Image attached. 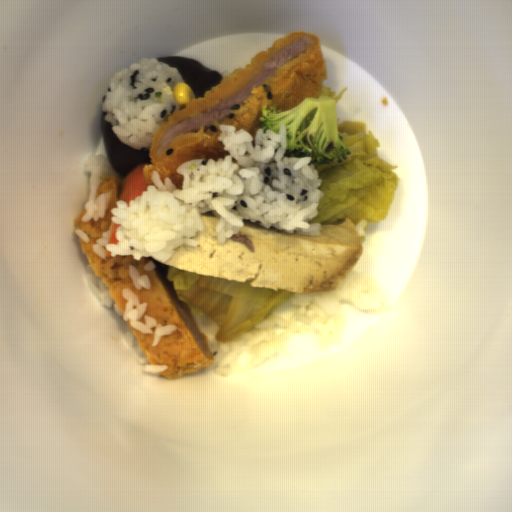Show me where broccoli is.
I'll return each instance as SVG.
<instances>
[{
  "label": "broccoli",
  "instance_id": "obj_1",
  "mask_svg": "<svg viewBox=\"0 0 512 512\" xmlns=\"http://www.w3.org/2000/svg\"><path fill=\"white\" fill-rule=\"evenodd\" d=\"M258 120L262 123L263 131L270 128L276 133H279L280 124L284 122L287 142L285 156L310 157L308 164L341 163L353 152L339 135L335 101L330 97H304L296 107L284 111L272 105L268 108V103H264Z\"/></svg>",
  "mask_w": 512,
  "mask_h": 512
}]
</instances>
